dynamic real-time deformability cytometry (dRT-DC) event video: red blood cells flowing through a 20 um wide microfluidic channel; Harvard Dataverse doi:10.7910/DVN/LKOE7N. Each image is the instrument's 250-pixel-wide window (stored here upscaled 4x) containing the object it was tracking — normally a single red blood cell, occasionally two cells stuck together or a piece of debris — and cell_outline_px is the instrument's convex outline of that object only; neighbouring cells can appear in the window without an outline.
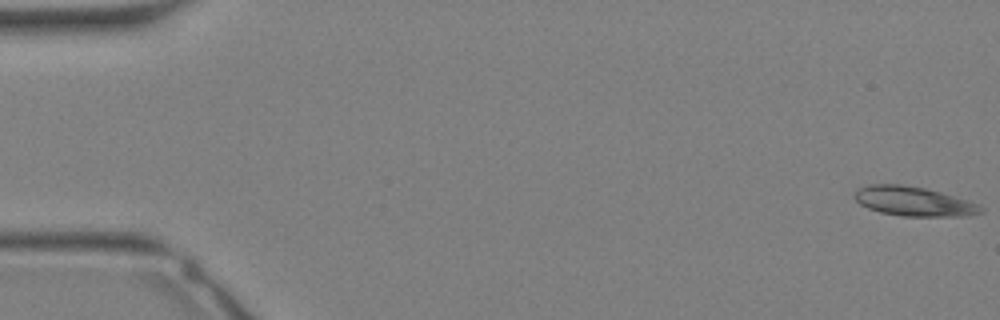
{"species": "Egyptian fruit bat (a non-hibernating species)", "species_latin": "Rousettus aegyptiacus", "temperature_condition": "warm", "stored_images_in_passage": 34, "camera_frame_rate_fps": 3000, "um_per_image_px": 0.085, "animal": {"sex": "female"}, "frame": {"image": 1, "passage_image": 1, "time_ms": 0.0, "image_size_px": [1000, 320], "cell_outline_px": [[984, 212], [960, 216], [900, 216], [880, 212], [868, 208], [860, 204], [852, 196], [856, 188], [868, 184], [900, 184], [924, 188], [940, 192], [980, 204], [984, 208]], "centroid_in_image_um": [77.62, 17.11], "position_along_channel_um": 7.4, "area_um2": 21.73}}
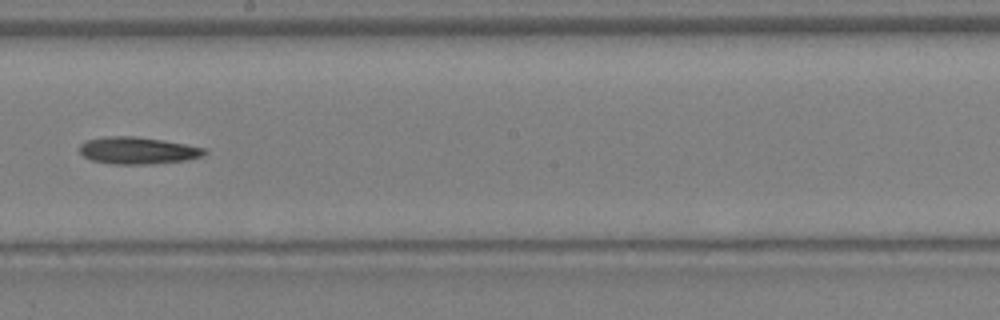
{"frame": {"image": 2, "passage_image": 20, "time_ms": 6.333, "image_size_px": [1000, 320], "cell_outline_px": [[208, 152], [200, 156], [184, 160], [152, 164], [112, 164], [92, 160], [84, 156], [80, 152], [80, 144], [88, 140], [104, 136], [136, 136], [208, 148]], "centroid_in_image_um": [11.7, 12.79], "position_along_channel_um": 236.5, "area_um2": 19.54}}
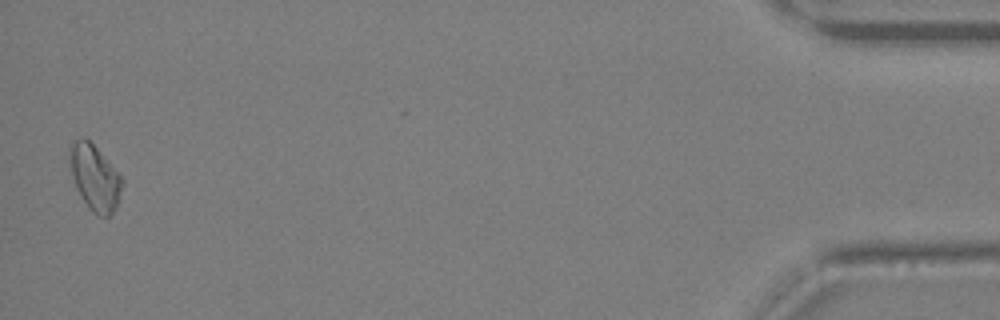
{"frame": {"image": 3, "passage_image": 34, "time_ms": 11.0, "image_size_px": [1000, 320], "cell_outline_px": [[124, 184], [120, 196], [112, 212], [108, 216], [96, 216], [88, 208], [76, 188], [72, 172], [68, 148], [76, 140], [84, 136], [96, 148], [124, 180]], "centroid_in_image_um": [8.06, 15.12], "position_along_channel_um": 427.1, "area_um2": 19.65}}